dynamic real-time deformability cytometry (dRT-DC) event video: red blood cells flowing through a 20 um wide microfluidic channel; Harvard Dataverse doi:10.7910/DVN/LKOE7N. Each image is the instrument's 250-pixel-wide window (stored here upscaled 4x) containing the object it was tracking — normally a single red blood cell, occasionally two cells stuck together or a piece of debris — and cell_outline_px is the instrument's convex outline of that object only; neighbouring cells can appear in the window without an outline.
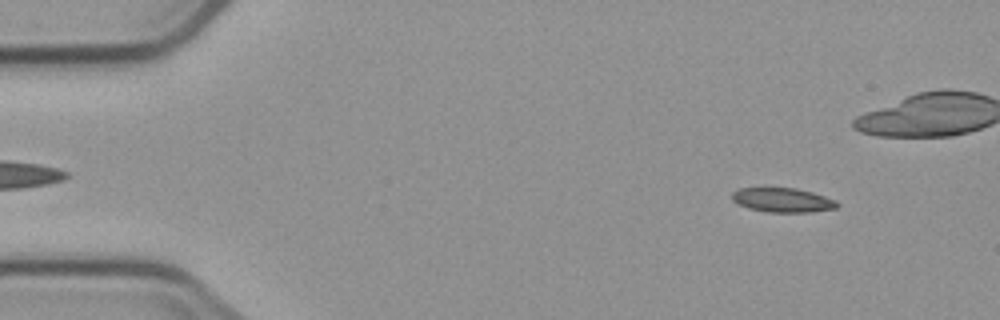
{"species": "common noctule bat (a hibernating species)", "species_latin": "Nyctalus noctula", "temperature_condition": "cold", "stored_images_in_passage": 4, "camera_frame_rate_fps": 3000, "um_per_image_px": 0.085, "animal": {"sex": "male", "body_mass_g": 23.1, "forearm_length_mm": 52.7}, "frame": {"image": 1, "passage_image": 4, "time_ms": 5.0, "image_size_px": [1000, 320], "cell_outline_px": [[840, 204], [836, 208], [812, 212], [768, 212], [748, 208], [732, 200], [732, 192], [740, 188], [796, 188], [812, 192], [836, 200]], "centroid_in_image_um": [66.55, 17.01], "position_along_channel_um": 18.5, "area_um2": 14.85}}